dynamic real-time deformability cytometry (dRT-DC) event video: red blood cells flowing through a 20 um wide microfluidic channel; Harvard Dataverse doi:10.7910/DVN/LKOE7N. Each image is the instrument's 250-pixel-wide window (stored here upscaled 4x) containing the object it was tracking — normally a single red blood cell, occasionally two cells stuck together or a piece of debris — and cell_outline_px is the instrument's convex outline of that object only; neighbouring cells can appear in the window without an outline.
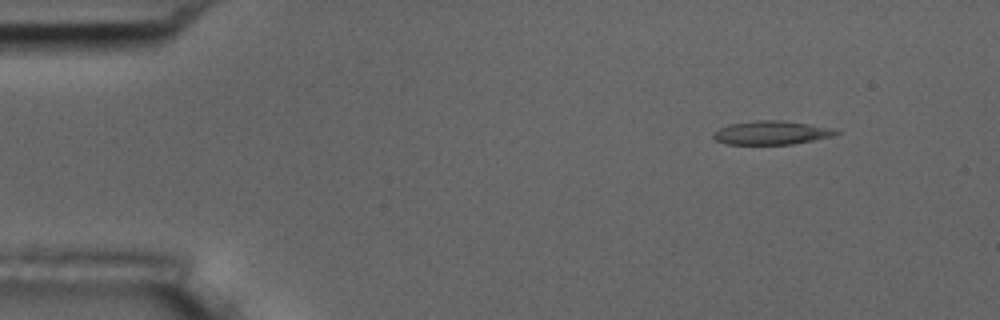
{"species": "common noctule bat (a hibernating species)", "species_latin": "Nyctalus noctula", "temperature_condition": "room temperature", "stored_images_in_passage": 4, "camera_frame_rate_fps": 3000, "um_per_image_px": 0.085, "animal": {"sex": "male", "body_mass_g": 17.5, "forearm_length_mm": 52.3}, "frame": {"image": 1, "passage_image": 2, "time_ms": 1.0, "image_size_px": [1000, 320], "cell_outline_px": [[840, 132], [832, 136], [792, 144], [728, 144], [716, 140], [712, 136], [712, 132], [728, 124], [756, 120], [780, 120], [808, 124], [832, 128]], "centroid_in_image_um": [65.52, 11.27], "position_along_channel_um": 19.5, "area_um2": 16.76}}
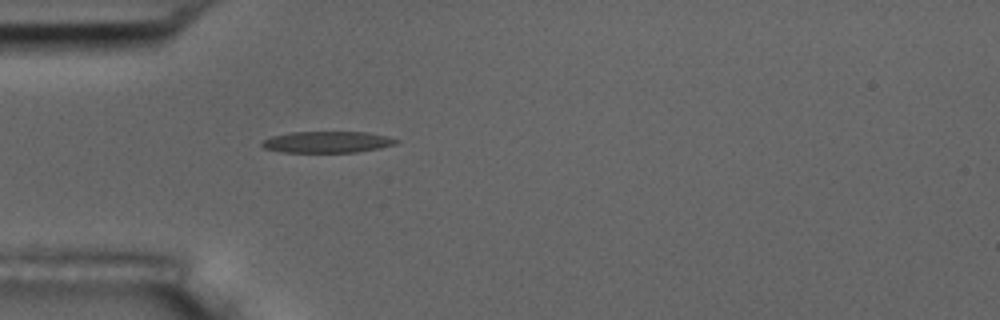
{"frame": {"image": 2, "passage_image": 4, "time_ms": 4.333, "image_size_px": [1000, 320], "cell_outline_px": [[400, 140], [396, 144], [380, 148], [356, 152], [284, 152], [264, 148], [260, 144], [264, 140], [272, 136], [292, 132], [364, 132], [388, 136]], "centroid_in_image_um": [27.84, 12.07], "position_along_channel_um": 57.2, "area_um2": 16.65}}